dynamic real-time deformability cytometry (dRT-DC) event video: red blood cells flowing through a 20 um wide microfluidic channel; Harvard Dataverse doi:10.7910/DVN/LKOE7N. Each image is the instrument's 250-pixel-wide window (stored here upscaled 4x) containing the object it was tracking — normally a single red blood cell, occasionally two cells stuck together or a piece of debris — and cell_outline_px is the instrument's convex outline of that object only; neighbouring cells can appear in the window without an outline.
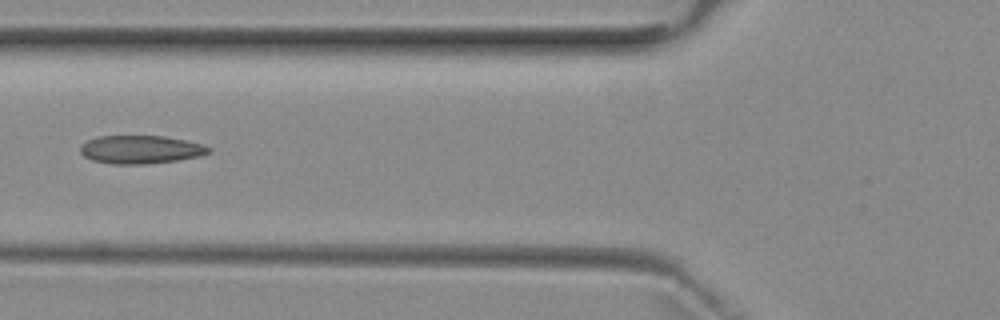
{"species": "common noctule bat (a hibernating species)", "species_latin": "Nyctalus noctula", "temperature_condition": "room temperature", "stored_images_in_passage": 5, "camera_frame_rate_fps": 3000, "um_per_image_px": 0.085, "animal": {"sex": "female", "body_mass_g": 29.2, "forearm_length_mm": 56.3}, "frame": {"image": 1, "passage_image": 5, "time_ms": 4.667, "image_size_px": [1000, 320], "cell_outline_px": [[212, 152], [200, 156], [176, 160], [148, 164], [112, 164], [92, 160], [84, 156], [80, 152], [80, 144], [96, 136], [164, 136], [204, 144], [212, 148]], "centroid_in_image_um": [11.96, 12.71], "position_along_channel_um": 113.8, "area_um2": 21.27}}